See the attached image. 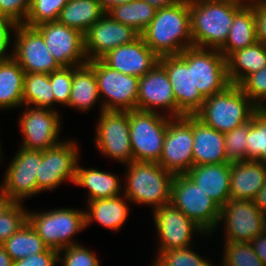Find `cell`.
<instances>
[{"instance_id":"cell-1","label":"cell","mask_w":266,"mask_h":266,"mask_svg":"<svg viewBox=\"0 0 266 266\" xmlns=\"http://www.w3.org/2000/svg\"><path fill=\"white\" fill-rule=\"evenodd\" d=\"M248 0H189L193 46L220 49L226 42L235 13Z\"/></svg>"},{"instance_id":"cell-2","label":"cell","mask_w":266,"mask_h":266,"mask_svg":"<svg viewBox=\"0 0 266 266\" xmlns=\"http://www.w3.org/2000/svg\"><path fill=\"white\" fill-rule=\"evenodd\" d=\"M140 36L159 58L179 55L193 47L189 0L157 10Z\"/></svg>"},{"instance_id":"cell-3","label":"cell","mask_w":266,"mask_h":266,"mask_svg":"<svg viewBox=\"0 0 266 266\" xmlns=\"http://www.w3.org/2000/svg\"><path fill=\"white\" fill-rule=\"evenodd\" d=\"M123 194L131 202L152 206L153 210L170 203L174 174L155 162L126 164Z\"/></svg>"},{"instance_id":"cell-4","label":"cell","mask_w":266,"mask_h":266,"mask_svg":"<svg viewBox=\"0 0 266 266\" xmlns=\"http://www.w3.org/2000/svg\"><path fill=\"white\" fill-rule=\"evenodd\" d=\"M259 108L239 85L230 84L223 91L205 98L195 116L220 133H227L251 120Z\"/></svg>"},{"instance_id":"cell-5","label":"cell","mask_w":266,"mask_h":266,"mask_svg":"<svg viewBox=\"0 0 266 266\" xmlns=\"http://www.w3.org/2000/svg\"><path fill=\"white\" fill-rule=\"evenodd\" d=\"M27 221L53 250L61 251L68 246L79 244L72 238L85 227V211L72 208H54L48 211L27 213Z\"/></svg>"},{"instance_id":"cell-6","label":"cell","mask_w":266,"mask_h":266,"mask_svg":"<svg viewBox=\"0 0 266 266\" xmlns=\"http://www.w3.org/2000/svg\"><path fill=\"white\" fill-rule=\"evenodd\" d=\"M170 203L212 236L221 208L187 175H175L171 184Z\"/></svg>"},{"instance_id":"cell-7","label":"cell","mask_w":266,"mask_h":266,"mask_svg":"<svg viewBox=\"0 0 266 266\" xmlns=\"http://www.w3.org/2000/svg\"><path fill=\"white\" fill-rule=\"evenodd\" d=\"M158 111H129L133 161L159 162L171 117L162 114L163 111Z\"/></svg>"},{"instance_id":"cell-8","label":"cell","mask_w":266,"mask_h":266,"mask_svg":"<svg viewBox=\"0 0 266 266\" xmlns=\"http://www.w3.org/2000/svg\"><path fill=\"white\" fill-rule=\"evenodd\" d=\"M179 56L192 68L193 86L204 97L223 91L230 82L226 58L218 49L189 47Z\"/></svg>"},{"instance_id":"cell-9","label":"cell","mask_w":266,"mask_h":266,"mask_svg":"<svg viewBox=\"0 0 266 266\" xmlns=\"http://www.w3.org/2000/svg\"><path fill=\"white\" fill-rule=\"evenodd\" d=\"M93 70L101 104L105 111L137 109L139 77L114 70L101 59L93 60Z\"/></svg>"},{"instance_id":"cell-10","label":"cell","mask_w":266,"mask_h":266,"mask_svg":"<svg viewBox=\"0 0 266 266\" xmlns=\"http://www.w3.org/2000/svg\"><path fill=\"white\" fill-rule=\"evenodd\" d=\"M94 143L105 157L121 164L133 162L130 141L129 111H102L99 113Z\"/></svg>"},{"instance_id":"cell-11","label":"cell","mask_w":266,"mask_h":266,"mask_svg":"<svg viewBox=\"0 0 266 266\" xmlns=\"http://www.w3.org/2000/svg\"><path fill=\"white\" fill-rule=\"evenodd\" d=\"M193 115L171 118L158 162L168 172L186 174L193 167Z\"/></svg>"},{"instance_id":"cell-12","label":"cell","mask_w":266,"mask_h":266,"mask_svg":"<svg viewBox=\"0 0 266 266\" xmlns=\"http://www.w3.org/2000/svg\"><path fill=\"white\" fill-rule=\"evenodd\" d=\"M19 115V128L23 140L21 147L30 150L44 151L61 143V117L57 110L47 107L25 105Z\"/></svg>"},{"instance_id":"cell-13","label":"cell","mask_w":266,"mask_h":266,"mask_svg":"<svg viewBox=\"0 0 266 266\" xmlns=\"http://www.w3.org/2000/svg\"><path fill=\"white\" fill-rule=\"evenodd\" d=\"M75 141H62L55 147L43 151L41 164L36 173L38 194L53 191L62 183L74 184L76 166L80 157Z\"/></svg>"},{"instance_id":"cell-14","label":"cell","mask_w":266,"mask_h":266,"mask_svg":"<svg viewBox=\"0 0 266 266\" xmlns=\"http://www.w3.org/2000/svg\"><path fill=\"white\" fill-rule=\"evenodd\" d=\"M158 234V253L192 246L193 235H205V231L171 203L152 210ZM200 232V233H199Z\"/></svg>"},{"instance_id":"cell-15","label":"cell","mask_w":266,"mask_h":266,"mask_svg":"<svg viewBox=\"0 0 266 266\" xmlns=\"http://www.w3.org/2000/svg\"><path fill=\"white\" fill-rule=\"evenodd\" d=\"M43 151L19 147L4 173L0 186L15 203L38 194L36 173L41 164Z\"/></svg>"},{"instance_id":"cell-16","label":"cell","mask_w":266,"mask_h":266,"mask_svg":"<svg viewBox=\"0 0 266 266\" xmlns=\"http://www.w3.org/2000/svg\"><path fill=\"white\" fill-rule=\"evenodd\" d=\"M14 34L13 58L25 73L50 74L61 68L34 27L17 24Z\"/></svg>"},{"instance_id":"cell-17","label":"cell","mask_w":266,"mask_h":266,"mask_svg":"<svg viewBox=\"0 0 266 266\" xmlns=\"http://www.w3.org/2000/svg\"><path fill=\"white\" fill-rule=\"evenodd\" d=\"M43 37L46 47L61 67H74L88 62L84 51V35L59 21L34 27Z\"/></svg>"},{"instance_id":"cell-18","label":"cell","mask_w":266,"mask_h":266,"mask_svg":"<svg viewBox=\"0 0 266 266\" xmlns=\"http://www.w3.org/2000/svg\"><path fill=\"white\" fill-rule=\"evenodd\" d=\"M263 216L253 200L229 199L221 207L218 222L225 226L224 241L250 243L262 234Z\"/></svg>"},{"instance_id":"cell-19","label":"cell","mask_w":266,"mask_h":266,"mask_svg":"<svg viewBox=\"0 0 266 266\" xmlns=\"http://www.w3.org/2000/svg\"><path fill=\"white\" fill-rule=\"evenodd\" d=\"M140 37L134 28L114 20L105 13L84 35V51L88 61L101 59L109 51L134 42Z\"/></svg>"},{"instance_id":"cell-20","label":"cell","mask_w":266,"mask_h":266,"mask_svg":"<svg viewBox=\"0 0 266 266\" xmlns=\"http://www.w3.org/2000/svg\"><path fill=\"white\" fill-rule=\"evenodd\" d=\"M158 63L165 69L172 84L177 103V118L195 115L205 98L193 86L192 68L179 55L161 57Z\"/></svg>"},{"instance_id":"cell-21","label":"cell","mask_w":266,"mask_h":266,"mask_svg":"<svg viewBox=\"0 0 266 266\" xmlns=\"http://www.w3.org/2000/svg\"><path fill=\"white\" fill-rule=\"evenodd\" d=\"M163 109L166 116L177 118V103L172 84L165 69L157 63L143 77L139 78L137 109L156 112Z\"/></svg>"},{"instance_id":"cell-22","label":"cell","mask_w":266,"mask_h":266,"mask_svg":"<svg viewBox=\"0 0 266 266\" xmlns=\"http://www.w3.org/2000/svg\"><path fill=\"white\" fill-rule=\"evenodd\" d=\"M101 60L114 70L140 78L158 63L159 57L140 36L132 43L109 51Z\"/></svg>"},{"instance_id":"cell-23","label":"cell","mask_w":266,"mask_h":266,"mask_svg":"<svg viewBox=\"0 0 266 266\" xmlns=\"http://www.w3.org/2000/svg\"><path fill=\"white\" fill-rule=\"evenodd\" d=\"M221 208L230 199V164L193 166L186 173Z\"/></svg>"},{"instance_id":"cell-24","label":"cell","mask_w":266,"mask_h":266,"mask_svg":"<svg viewBox=\"0 0 266 266\" xmlns=\"http://www.w3.org/2000/svg\"><path fill=\"white\" fill-rule=\"evenodd\" d=\"M266 182V165L255 160L230 164V199L254 200Z\"/></svg>"},{"instance_id":"cell-25","label":"cell","mask_w":266,"mask_h":266,"mask_svg":"<svg viewBox=\"0 0 266 266\" xmlns=\"http://www.w3.org/2000/svg\"><path fill=\"white\" fill-rule=\"evenodd\" d=\"M193 166L227 163L224 134L193 115Z\"/></svg>"},{"instance_id":"cell-26","label":"cell","mask_w":266,"mask_h":266,"mask_svg":"<svg viewBox=\"0 0 266 266\" xmlns=\"http://www.w3.org/2000/svg\"><path fill=\"white\" fill-rule=\"evenodd\" d=\"M129 202L123 193L112 198L88 201V209L84 210L85 227L95 221L108 230H120L129 217Z\"/></svg>"},{"instance_id":"cell-27","label":"cell","mask_w":266,"mask_h":266,"mask_svg":"<svg viewBox=\"0 0 266 266\" xmlns=\"http://www.w3.org/2000/svg\"><path fill=\"white\" fill-rule=\"evenodd\" d=\"M100 101V112L104 111L98 93L97 81L93 70V60L73 67V80L67 107L89 111Z\"/></svg>"},{"instance_id":"cell-28","label":"cell","mask_w":266,"mask_h":266,"mask_svg":"<svg viewBox=\"0 0 266 266\" xmlns=\"http://www.w3.org/2000/svg\"><path fill=\"white\" fill-rule=\"evenodd\" d=\"M257 42L254 0H248L234 15L225 44L219 49L225 58Z\"/></svg>"},{"instance_id":"cell-29","label":"cell","mask_w":266,"mask_h":266,"mask_svg":"<svg viewBox=\"0 0 266 266\" xmlns=\"http://www.w3.org/2000/svg\"><path fill=\"white\" fill-rule=\"evenodd\" d=\"M76 166L74 184L87 189V201L112 198L123 193L122 182L118 176L110 172L101 171L98 168H84Z\"/></svg>"},{"instance_id":"cell-30","label":"cell","mask_w":266,"mask_h":266,"mask_svg":"<svg viewBox=\"0 0 266 266\" xmlns=\"http://www.w3.org/2000/svg\"><path fill=\"white\" fill-rule=\"evenodd\" d=\"M266 66V44L256 42L232 52L226 58L227 77L230 84L239 85L247 76Z\"/></svg>"},{"instance_id":"cell-31","label":"cell","mask_w":266,"mask_h":266,"mask_svg":"<svg viewBox=\"0 0 266 266\" xmlns=\"http://www.w3.org/2000/svg\"><path fill=\"white\" fill-rule=\"evenodd\" d=\"M24 76L25 71L14 58L0 60V110L24 106Z\"/></svg>"},{"instance_id":"cell-32","label":"cell","mask_w":266,"mask_h":266,"mask_svg":"<svg viewBox=\"0 0 266 266\" xmlns=\"http://www.w3.org/2000/svg\"><path fill=\"white\" fill-rule=\"evenodd\" d=\"M105 13L97 0H69L61 10L58 21L85 35Z\"/></svg>"},{"instance_id":"cell-33","label":"cell","mask_w":266,"mask_h":266,"mask_svg":"<svg viewBox=\"0 0 266 266\" xmlns=\"http://www.w3.org/2000/svg\"><path fill=\"white\" fill-rule=\"evenodd\" d=\"M1 245L13 262L48 249L28 221Z\"/></svg>"},{"instance_id":"cell-34","label":"cell","mask_w":266,"mask_h":266,"mask_svg":"<svg viewBox=\"0 0 266 266\" xmlns=\"http://www.w3.org/2000/svg\"><path fill=\"white\" fill-rule=\"evenodd\" d=\"M157 10L143 0H134L120 4L108 11L114 20L134 28L142 33L153 20Z\"/></svg>"},{"instance_id":"cell-35","label":"cell","mask_w":266,"mask_h":266,"mask_svg":"<svg viewBox=\"0 0 266 266\" xmlns=\"http://www.w3.org/2000/svg\"><path fill=\"white\" fill-rule=\"evenodd\" d=\"M23 103L53 110L55 97L48 73H25Z\"/></svg>"},{"instance_id":"cell-36","label":"cell","mask_w":266,"mask_h":266,"mask_svg":"<svg viewBox=\"0 0 266 266\" xmlns=\"http://www.w3.org/2000/svg\"><path fill=\"white\" fill-rule=\"evenodd\" d=\"M246 140V161L255 160L266 165V108H259L253 114Z\"/></svg>"},{"instance_id":"cell-37","label":"cell","mask_w":266,"mask_h":266,"mask_svg":"<svg viewBox=\"0 0 266 266\" xmlns=\"http://www.w3.org/2000/svg\"><path fill=\"white\" fill-rule=\"evenodd\" d=\"M222 266H265L250 243L224 241Z\"/></svg>"},{"instance_id":"cell-38","label":"cell","mask_w":266,"mask_h":266,"mask_svg":"<svg viewBox=\"0 0 266 266\" xmlns=\"http://www.w3.org/2000/svg\"><path fill=\"white\" fill-rule=\"evenodd\" d=\"M69 0H31L24 25L35 27L42 23L58 21L61 10Z\"/></svg>"},{"instance_id":"cell-39","label":"cell","mask_w":266,"mask_h":266,"mask_svg":"<svg viewBox=\"0 0 266 266\" xmlns=\"http://www.w3.org/2000/svg\"><path fill=\"white\" fill-rule=\"evenodd\" d=\"M249 134V121L224 134L227 163L246 161V143Z\"/></svg>"},{"instance_id":"cell-40","label":"cell","mask_w":266,"mask_h":266,"mask_svg":"<svg viewBox=\"0 0 266 266\" xmlns=\"http://www.w3.org/2000/svg\"><path fill=\"white\" fill-rule=\"evenodd\" d=\"M170 249L161 252L156 259L163 266H212L213 263L191 248ZM214 266V265H213Z\"/></svg>"},{"instance_id":"cell-41","label":"cell","mask_w":266,"mask_h":266,"mask_svg":"<svg viewBox=\"0 0 266 266\" xmlns=\"http://www.w3.org/2000/svg\"><path fill=\"white\" fill-rule=\"evenodd\" d=\"M27 213L23 203H14L0 215V245L27 222Z\"/></svg>"},{"instance_id":"cell-42","label":"cell","mask_w":266,"mask_h":266,"mask_svg":"<svg viewBox=\"0 0 266 266\" xmlns=\"http://www.w3.org/2000/svg\"><path fill=\"white\" fill-rule=\"evenodd\" d=\"M239 87L258 108H266V66L247 76Z\"/></svg>"},{"instance_id":"cell-43","label":"cell","mask_w":266,"mask_h":266,"mask_svg":"<svg viewBox=\"0 0 266 266\" xmlns=\"http://www.w3.org/2000/svg\"><path fill=\"white\" fill-rule=\"evenodd\" d=\"M99 261L95 253L81 244L58 251V263L62 266H101Z\"/></svg>"},{"instance_id":"cell-44","label":"cell","mask_w":266,"mask_h":266,"mask_svg":"<svg viewBox=\"0 0 266 266\" xmlns=\"http://www.w3.org/2000/svg\"><path fill=\"white\" fill-rule=\"evenodd\" d=\"M55 103L68 106L73 80V67H61L49 74Z\"/></svg>"},{"instance_id":"cell-45","label":"cell","mask_w":266,"mask_h":266,"mask_svg":"<svg viewBox=\"0 0 266 266\" xmlns=\"http://www.w3.org/2000/svg\"><path fill=\"white\" fill-rule=\"evenodd\" d=\"M31 6V0H0V17L24 24Z\"/></svg>"},{"instance_id":"cell-46","label":"cell","mask_w":266,"mask_h":266,"mask_svg":"<svg viewBox=\"0 0 266 266\" xmlns=\"http://www.w3.org/2000/svg\"><path fill=\"white\" fill-rule=\"evenodd\" d=\"M58 251L48 248L45 252L24 257L13 262V266H57Z\"/></svg>"},{"instance_id":"cell-47","label":"cell","mask_w":266,"mask_h":266,"mask_svg":"<svg viewBox=\"0 0 266 266\" xmlns=\"http://www.w3.org/2000/svg\"><path fill=\"white\" fill-rule=\"evenodd\" d=\"M17 24L7 18L0 17V60H8L13 58V52L8 53V48L13 45H10V41L12 39V35H14V31ZM12 33V35H11Z\"/></svg>"},{"instance_id":"cell-48","label":"cell","mask_w":266,"mask_h":266,"mask_svg":"<svg viewBox=\"0 0 266 266\" xmlns=\"http://www.w3.org/2000/svg\"><path fill=\"white\" fill-rule=\"evenodd\" d=\"M257 41L266 44V0H254Z\"/></svg>"},{"instance_id":"cell-49","label":"cell","mask_w":266,"mask_h":266,"mask_svg":"<svg viewBox=\"0 0 266 266\" xmlns=\"http://www.w3.org/2000/svg\"><path fill=\"white\" fill-rule=\"evenodd\" d=\"M250 244L252 245L255 254L266 266V236L264 234H260L254 238Z\"/></svg>"},{"instance_id":"cell-50","label":"cell","mask_w":266,"mask_h":266,"mask_svg":"<svg viewBox=\"0 0 266 266\" xmlns=\"http://www.w3.org/2000/svg\"><path fill=\"white\" fill-rule=\"evenodd\" d=\"M156 10L174 6L185 0H143Z\"/></svg>"},{"instance_id":"cell-51","label":"cell","mask_w":266,"mask_h":266,"mask_svg":"<svg viewBox=\"0 0 266 266\" xmlns=\"http://www.w3.org/2000/svg\"><path fill=\"white\" fill-rule=\"evenodd\" d=\"M256 207L266 215V182L253 200Z\"/></svg>"},{"instance_id":"cell-52","label":"cell","mask_w":266,"mask_h":266,"mask_svg":"<svg viewBox=\"0 0 266 266\" xmlns=\"http://www.w3.org/2000/svg\"><path fill=\"white\" fill-rule=\"evenodd\" d=\"M14 203L15 202L11 199V197L0 186V215L8 210Z\"/></svg>"},{"instance_id":"cell-53","label":"cell","mask_w":266,"mask_h":266,"mask_svg":"<svg viewBox=\"0 0 266 266\" xmlns=\"http://www.w3.org/2000/svg\"><path fill=\"white\" fill-rule=\"evenodd\" d=\"M97 1L100 3L102 9L107 13L117 5L125 4L134 0H97Z\"/></svg>"},{"instance_id":"cell-54","label":"cell","mask_w":266,"mask_h":266,"mask_svg":"<svg viewBox=\"0 0 266 266\" xmlns=\"http://www.w3.org/2000/svg\"><path fill=\"white\" fill-rule=\"evenodd\" d=\"M0 266H13V261L6 253L4 247L0 245Z\"/></svg>"},{"instance_id":"cell-55","label":"cell","mask_w":266,"mask_h":266,"mask_svg":"<svg viewBox=\"0 0 266 266\" xmlns=\"http://www.w3.org/2000/svg\"><path fill=\"white\" fill-rule=\"evenodd\" d=\"M262 234L266 236V215H264L262 219Z\"/></svg>"},{"instance_id":"cell-56","label":"cell","mask_w":266,"mask_h":266,"mask_svg":"<svg viewBox=\"0 0 266 266\" xmlns=\"http://www.w3.org/2000/svg\"><path fill=\"white\" fill-rule=\"evenodd\" d=\"M152 266H163L157 259H154Z\"/></svg>"},{"instance_id":"cell-57","label":"cell","mask_w":266,"mask_h":266,"mask_svg":"<svg viewBox=\"0 0 266 266\" xmlns=\"http://www.w3.org/2000/svg\"><path fill=\"white\" fill-rule=\"evenodd\" d=\"M2 149H1V144H0V161H1V158H2Z\"/></svg>"}]
</instances>
